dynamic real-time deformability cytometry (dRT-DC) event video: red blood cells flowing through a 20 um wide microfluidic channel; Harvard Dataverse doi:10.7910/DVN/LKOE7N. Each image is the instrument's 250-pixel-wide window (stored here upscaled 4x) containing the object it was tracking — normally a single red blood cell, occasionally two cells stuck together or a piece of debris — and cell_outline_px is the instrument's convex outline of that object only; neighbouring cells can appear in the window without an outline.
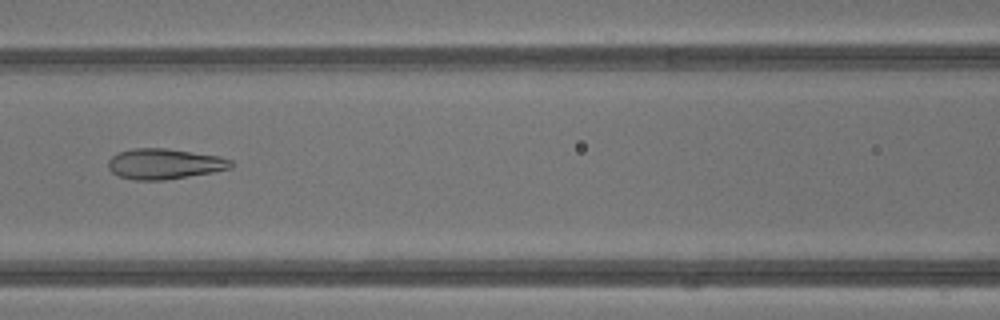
{"species": "common noctule bat (a hibernating species)", "species_latin": "Nyctalus noctula", "temperature_condition": "warm", "stored_images_in_passage": 42, "camera_frame_rate_fps": 3000, "um_per_image_px": 0.085, "animal": {"sex": "male", "body_mass_g": 13.3}, "frame": {"image": 1, "passage_image": 19, "time_ms": 6.0, "image_size_px": [1000, 320], "cell_outline_px": [[232, 168], [212, 172], [164, 180], [136, 180], [120, 176], [112, 172], [108, 168], [108, 160], [112, 156], [120, 152], [136, 148], [164, 148], [220, 156], [232, 160]], "centroid_in_image_um": [13.98, 13.93], "position_along_channel_um": 152.6, "area_um2": 21.62}}
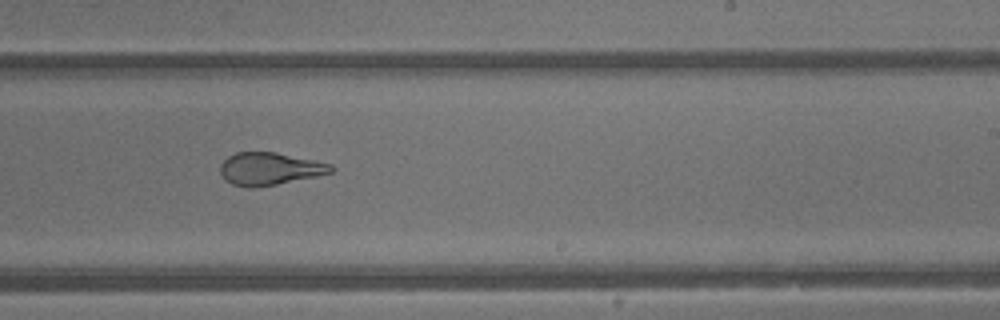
{"frame": {"image": 2, "passage_image": 26, "time_ms": 8.333, "image_size_px": [1000, 320], "cell_outline_px": [[336, 168], [332, 172], [316, 176], [256, 188], [248, 188], [232, 184], [224, 180], [220, 172], [220, 164], [228, 156], [236, 152], [276, 152], [332, 164]], "centroid_in_image_um": [22.9, 14.35], "position_along_channel_um": 266.1, "area_um2": 21.1}}
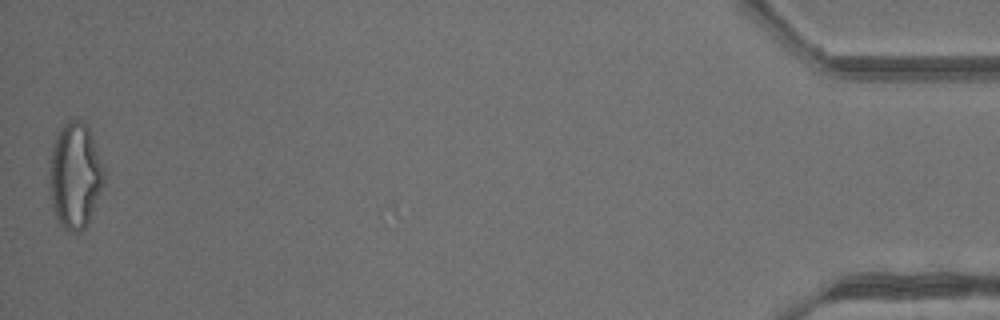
{"frame": {"image": 3, "passage_image": 42, "time_ms": 13.667, "image_size_px": [1000, 320], "cell_outline_px": [[104, 184], [88, 224], [80, 232], [68, 232], [60, 224], [52, 208], [48, 180], [52, 148], [56, 136], [64, 124], [68, 120], [84, 120], [88, 128], [104, 164]], "centroid_in_image_um": [6.38, 14.95], "position_along_channel_um": 428.8, "area_um2": 33.93}, "authors_computed_cell_mechanics": {"area_um2": 26.7325, "velocity_mm_per_s": 4.8736, "shape_relaxation_time_tau1_ms": null, "shape_relaxation_time_tau2_ms": 0.9494, "deformation_change_tau1": null, "deformation_change_tau2": 0.0753}}